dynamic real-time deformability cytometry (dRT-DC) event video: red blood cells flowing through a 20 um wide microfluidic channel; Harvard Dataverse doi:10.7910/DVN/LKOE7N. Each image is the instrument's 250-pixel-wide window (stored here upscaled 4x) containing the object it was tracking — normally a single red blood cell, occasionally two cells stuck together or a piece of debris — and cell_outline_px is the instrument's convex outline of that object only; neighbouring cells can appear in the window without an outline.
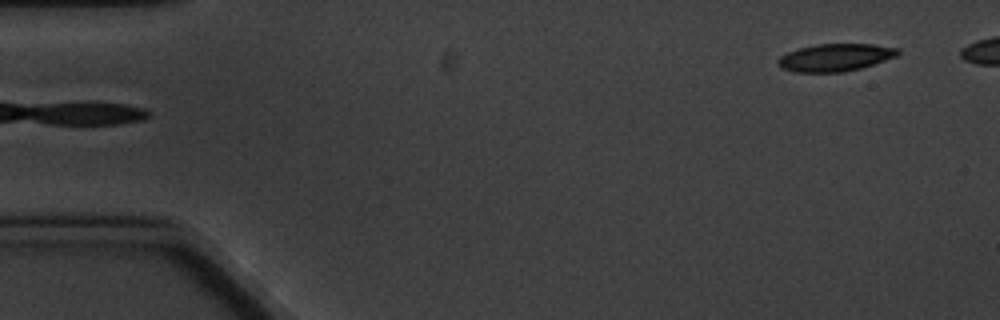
{"species": "common noctule bat (a hibernating species)", "species_latin": "Nyctalus noctula", "temperature_condition": "cold", "stored_images_in_passage": 5, "camera_frame_rate_fps": 3000, "um_per_image_px": 0.085, "animal": {"sex": "male", "body_mass_g": 20.1, "forearm_length_mm": 53.5}, "frame": {"image": 1, "passage_image": 5, "time_ms": 4.333, "image_size_px": [1000, 320], "cell_outline_px": [[900, 52], [896, 56], [860, 68], [844, 72], [792, 72], [780, 68], [776, 64], [776, 60], [780, 56], [788, 52], [800, 48], [816, 44], [872, 44], [900, 48]], "centroid_in_image_um": [70.95, 4.89], "position_along_channel_um": 14.1, "area_um2": 19.25}}